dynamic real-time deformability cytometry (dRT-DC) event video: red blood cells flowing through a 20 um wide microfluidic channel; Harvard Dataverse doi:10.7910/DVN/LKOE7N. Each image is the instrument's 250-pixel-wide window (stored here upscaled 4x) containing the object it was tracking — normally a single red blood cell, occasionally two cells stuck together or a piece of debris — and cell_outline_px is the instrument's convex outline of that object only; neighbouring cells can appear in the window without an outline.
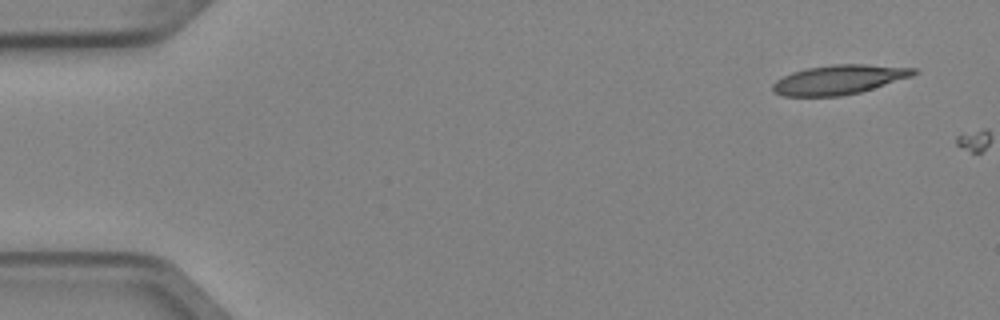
{"species": "Egyptian fruit bat (a non-hibernating species)", "species_latin": "Rousettus aegyptiacus", "temperature_condition": "cold", "stored_images_in_passage": 2, "camera_frame_rate_fps": 3000, "um_per_image_px": 0.085, "animal": {"sex": "female"}, "frame": {"image": 1, "passage_image": 1, "time_ms": 0.0, "image_size_px": [1000, 320], "cell_outline_px": [[920, 72], [912, 76], [860, 92], [840, 96], [784, 96], [772, 92], [772, 84], [776, 80], [792, 72], [808, 68], [832, 64], [864, 64], [920, 68]], "centroid_in_image_um": [71.34, 6.76], "position_along_channel_um": 13.7, "area_um2": 24.22}}